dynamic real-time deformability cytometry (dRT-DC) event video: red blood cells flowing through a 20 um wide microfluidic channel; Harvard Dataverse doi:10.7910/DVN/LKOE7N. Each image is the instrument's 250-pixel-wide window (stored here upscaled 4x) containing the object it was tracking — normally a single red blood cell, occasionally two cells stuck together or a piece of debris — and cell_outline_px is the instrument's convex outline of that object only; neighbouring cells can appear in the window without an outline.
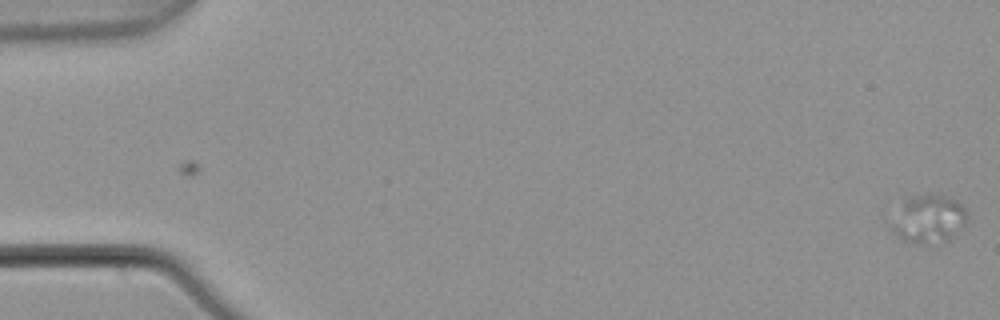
{"species": "common noctule bat (a hibernating species)", "species_latin": "Nyctalus noctula", "temperature_condition": "warm", "stored_images_in_passage": 6, "camera_frame_rate_fps": 3000, "um_per_image_px": 0.085, "animal": {"sex": "male", "body_mass_g": 21.5, "forearm_length_mm": 52.0}, "frame": {"image": 1, "passage_image": 1, "time_ms": 0.0, "image_size_px": [1000, 320], "cell_outline_px": [[968, 220], [944, 244], [916, 244], [904, 240], [896, 236], [892, 232], [880, 212], [904, 196], [940, 192], [956, 200], [964, 208], [968, 216]], "centroid_in_image_um": [78.66, 18.54], "position_along_channel_um": 6.3, "area_um2": 23.93}}
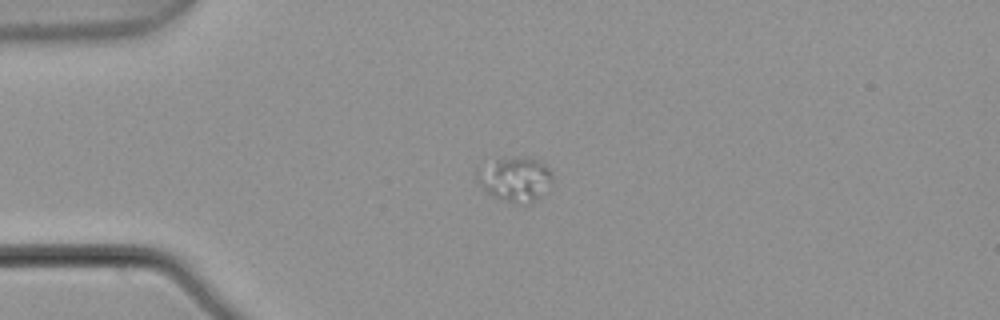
{"frame": {"image": 2, "passage_image": 5, "time_ms": 1.333, "image_size_px": [1000, 320], "cell_outline_px": [[552, 180], [540, 196], [532, 204], [512, 204], [500, 200], [492, 196], [476, 180], [476, 168], [496, 160], [512, 156], [524, 156], [540, 160], [552, 172]], "centroid_in_image_um": [43.77, 15.23], "position_along_channel_um": 41.2, "area_um2": 19.88}}